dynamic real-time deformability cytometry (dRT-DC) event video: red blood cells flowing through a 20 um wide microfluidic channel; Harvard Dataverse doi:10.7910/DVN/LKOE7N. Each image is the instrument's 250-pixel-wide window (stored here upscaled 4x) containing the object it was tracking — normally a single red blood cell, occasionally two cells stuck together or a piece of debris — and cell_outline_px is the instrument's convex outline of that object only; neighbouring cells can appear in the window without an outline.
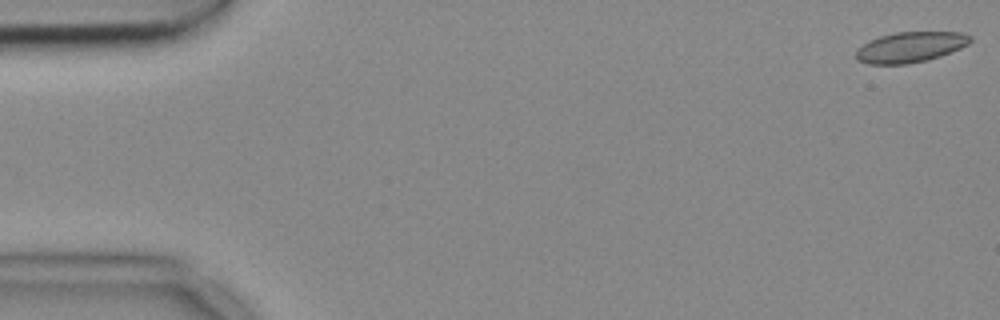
{"species": "common noctule bat (a hibernating species)", "species_latin": "Nyctalus noctula", "temperature_condition": "cold", "stored_images_in_passage": 51, "camera_frame_rate_fps": 3000, "um_per_image_px": 0.085, "animal": {"sex": "female", "body_mass_g": 18.4}, "frame": {"image": 1, "passage_image": 1, "time_ms": 0.0, "image_size_px": [1000, 320], "cell_outline_px": [[972, 40], [968, 44], [960, 48], [940, 56], [928, 60], [908, 64], [868, 64], [856, 60], [856, 52], [868, 40], [880, 36], [896, 32], [960, 32], [972, 36]], "centroid_in_image_um": [77.38, 4.01], "position_along_channel_um": 7.6, "area_um2": 20.29}}
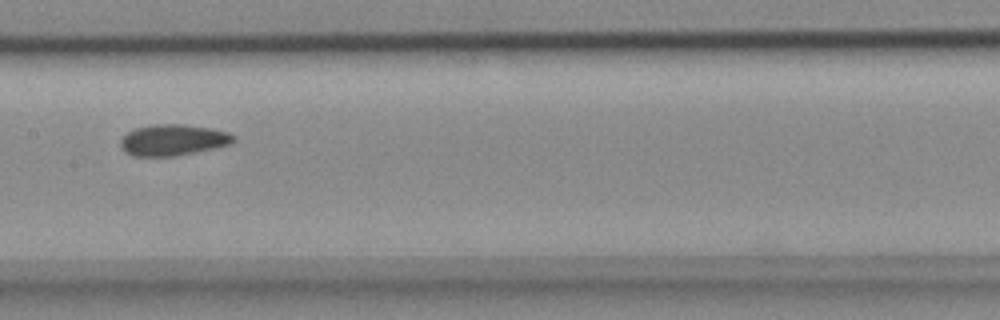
{"frame": {"image": 2, "passage_image": 27, "time_ms": 8.667, "image_size_px": [1000, 320], "cell_outline_px": [[236, 140], [232, 144], [196, 152], [176, 156], [132, 156], [124, 152], [120, 148], [120, 140], [128, 132], [136, 128], [152, 124], [180, 124], [212, 128], [228, 132], [236, 136]], "centroid_in_image_um": [14.72, 11.9], "position_along_channel_um": 192.7, "area_um2": 20.75}}
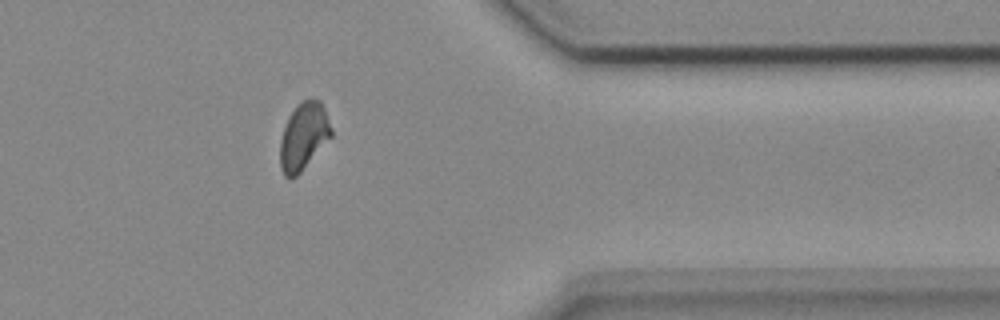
{"frame": {"image": 3, "passage_image": 44, "time_ms": 14.333, "image_size_px": [1000, 320], "cell_outline_px": [[332, 136], [300, 172], [296, 176], [284, 176], [280, 168], [280, 140], [288, 116], [296, 104], [304, 100], [320, 100], [324, 108], [332, 128]], "centroid_in_image_um": [25.8, 11.57], "position_along_channel_um": 385.6, "area_um2": 19.83}, "authors_computed_cell_mechanics": {"area_um2": 20.4612, "velocity_mm_per_s": 3.691, "shape_relaxation_time_tau1_ms": null, "shape_relaxation_time_tau2_ms": 3.0162, "deformation_change_tau1": null, "deformation_change_tau2": 0.0614}}